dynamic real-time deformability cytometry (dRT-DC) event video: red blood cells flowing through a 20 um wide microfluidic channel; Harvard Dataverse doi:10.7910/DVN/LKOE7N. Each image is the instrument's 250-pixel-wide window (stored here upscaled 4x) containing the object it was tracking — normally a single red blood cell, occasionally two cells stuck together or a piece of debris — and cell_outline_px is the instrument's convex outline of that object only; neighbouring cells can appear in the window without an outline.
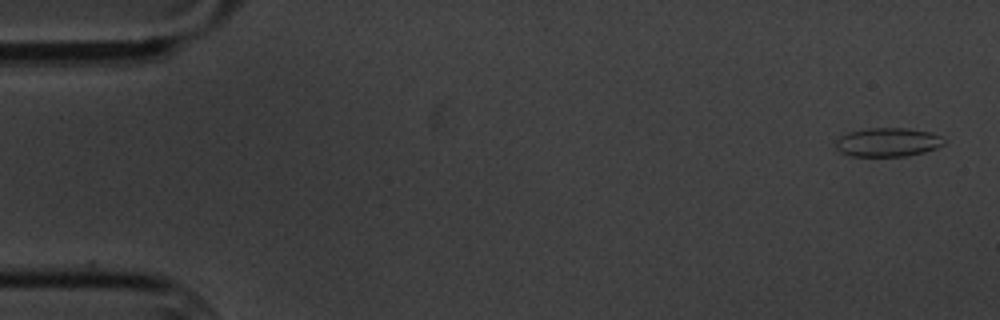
{"species": "common noctule bat (a hibernating species)", "species_latin": "Nyctalus noctula", "temperature_condition": "cold", "stored_images_in_passage": 4, "camera_frame_rate_fps": 3000, "um_per_image_px": 0.085, "animal": {"sex": "male", "body_mass_g": 20.1, "forearm_length_mm": 53.5}, "frame": {"image": 1, "passage_image": 1, "time_ms": 0.0, "image_size_px": [1000, 320], "cell_outline_px": [[944, 144], [936, 148], [924, 152], [908, 156], [848, 156], [840, 152], [836, 148], [836, 140], [840, 136], [848, 132], [868, 128], [908, 128], [932, 132], [940, 136], [944, 140]], "centroid_in_image_um": [75.45, 12.09], "position_along_channel_um": 9.6, "area_um2": 18.32}}